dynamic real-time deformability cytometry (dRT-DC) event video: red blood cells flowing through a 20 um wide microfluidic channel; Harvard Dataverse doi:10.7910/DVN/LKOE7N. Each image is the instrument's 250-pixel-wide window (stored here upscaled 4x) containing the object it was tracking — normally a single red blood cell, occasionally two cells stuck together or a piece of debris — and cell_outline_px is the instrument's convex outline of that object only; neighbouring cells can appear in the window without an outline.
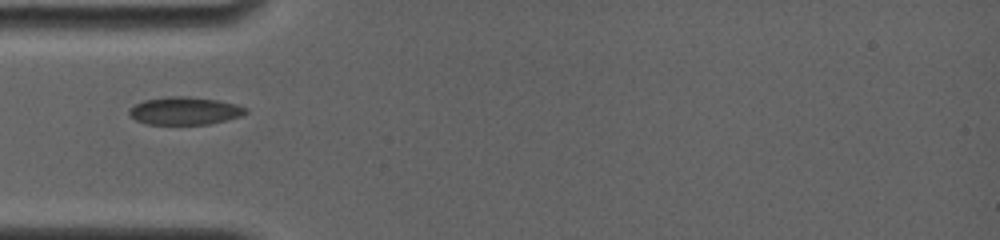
{"species": "common noctule bat (a hibernating species)", "species_latin": "Nyctalus noctula", "temperature_condition": "room temperature", "stored_images_in_passage": 9, "camera_frame_rate_fps": 4000, "um_per_image_px": 0.085, "animal": {"sex": "female", "body_mass_g": 19.0, "forearm_length_mm": 56.7}, "frame": {"image": 1, "passage_image": 1, "time_ms": 0.0, "image_size_px": [1000, 240], "cell_outline_px": [[248, 112], [240, 116], [208, 124], [148, 124], [136, 120], [128, 112], [128, 108], [144, 100], [168, 96], [188, 96], [216, 100], [236, 104], [248, 108]], "centroid_in_image_um": [15.69, 9.41], "position_along_channel_um": 69.3, "area_um2": 18.73}}
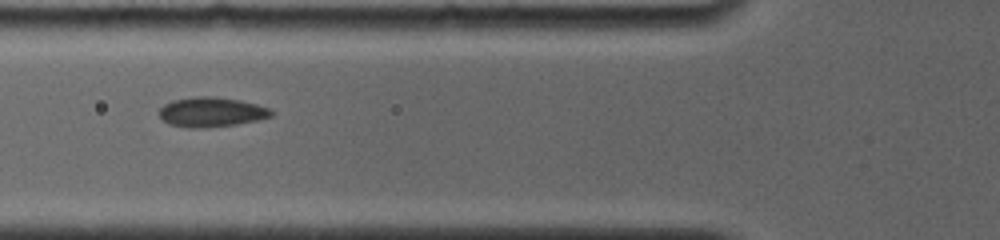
{"frame": {"image": 2, "passage_image": 8, "time_ms": 1.0, "image_size_px": [1000, 240], "cell_outline_px": [[272, 116], [256, 120], [236, 124], [204, 128], [188, 128], [172, 124], [164, 120], [160, 116], [160, 108], [164, 104], [172, 100], [192, 96], [216, 96], [240, 100], [256, 104], [268, 108], [272, 112]], "centroid_in_image_um": [17.95, 9.51], "position_along_channel_um": 107.9, "area_um2": 19.31}}